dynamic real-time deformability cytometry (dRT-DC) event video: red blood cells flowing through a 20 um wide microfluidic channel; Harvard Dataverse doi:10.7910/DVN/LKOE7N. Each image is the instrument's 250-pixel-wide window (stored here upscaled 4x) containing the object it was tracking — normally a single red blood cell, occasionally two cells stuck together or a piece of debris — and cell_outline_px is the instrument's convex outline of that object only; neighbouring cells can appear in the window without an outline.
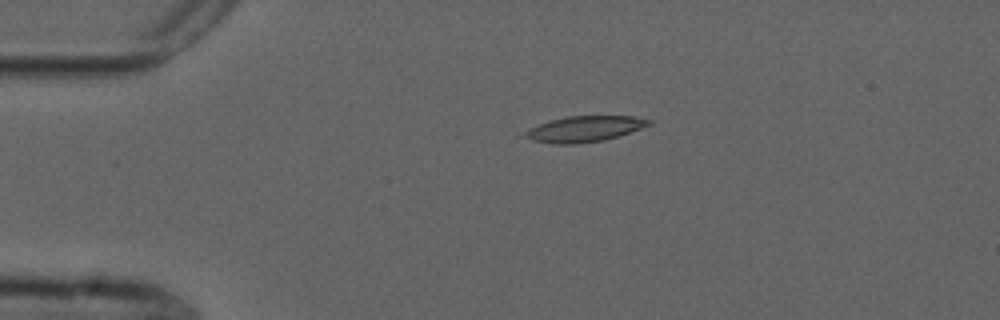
{"species": "common noctule bat (a hibernating species)", "species_latin": "Nyctalus noctula", "temperature_condition": "cold", "stored_images_in_passage": 44, "camera_frame_rate_fps": 3000, "um_per_image_px": 0.085, "animal": {"sex": "male", "forearm_length_mm": 52.5}, "frame": {"image": 1, "passage_image": 1, "time_ms": 0.0, "image_size_px": [1000, 320], "cell_outline_px": [[652, 124], [604, 140], [576, 144], [552, 144], [532, 140], [516, 136], [540, 124], [552, 120], [568, 116], [636, 116], [652, 120]], "centroid_in_image_um": [49.63, 10.97], "position_along_channel_um": 35.4, "area_um2": 18.55}}
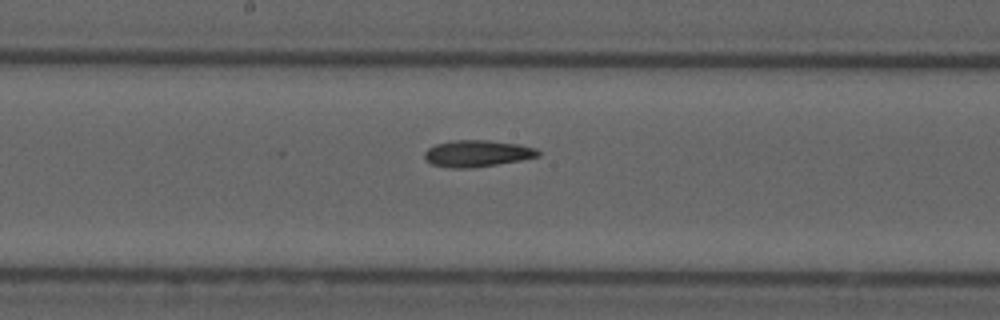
{"frame": {"image": 2, "passage_image": 18, "time_ms": 5.667, "image_size_px": [1000, 320], "cell_outline_px": [[540, 156], [520, 160], [472, 168], [448, 168], [432, 164], [424, 160], [424, 152], [428, 148], [436, 144], [456, 140], [488, 140], [516, 144], [536, 148], [540, 152]], "centroid_in_image_um": [40.53, 13.05], "position_along_channel_um": 207.7, "area_um2": 17.57}}
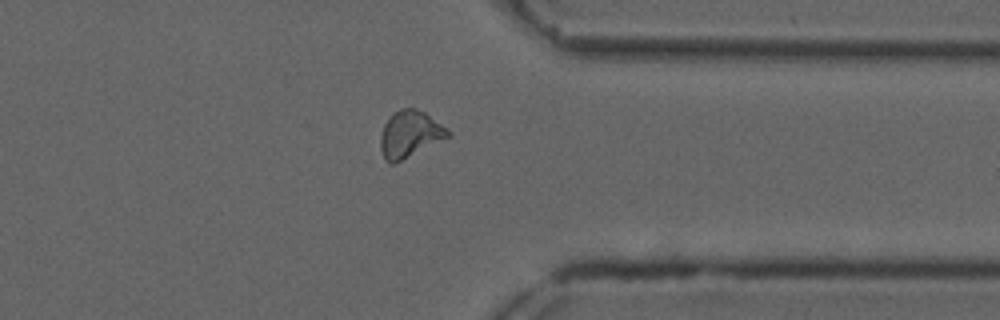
{"frame": {"image": 3, "passage_image": 32, "time_ms": 10.333, "image_size_px": [1000, 320], "cell_outline_px": [[452, 136], [392, 164], [388, 164], [384, 160], [380, 148], [380, 136], [384, 124], [392, 112], [400, 108], [416, 108], [424, 112], [448, 128], [452, 132]], "centroid_in_image_um": [34.84, 11.39], "position_along_channel_um": 376.6, "area_um2": 18.55}, "authors_computed_cell_mechanics": {"area_um2": 17.7735, "velocity_mm_per_s": 3.747, "shape_relaxation_time_tau1_ms": 10.4703, "shape_relaxation_time_tau2_ms": 9.4352, "deformation_change_tau1": 0.2033, "deformation_change_tau2": 0.152}}